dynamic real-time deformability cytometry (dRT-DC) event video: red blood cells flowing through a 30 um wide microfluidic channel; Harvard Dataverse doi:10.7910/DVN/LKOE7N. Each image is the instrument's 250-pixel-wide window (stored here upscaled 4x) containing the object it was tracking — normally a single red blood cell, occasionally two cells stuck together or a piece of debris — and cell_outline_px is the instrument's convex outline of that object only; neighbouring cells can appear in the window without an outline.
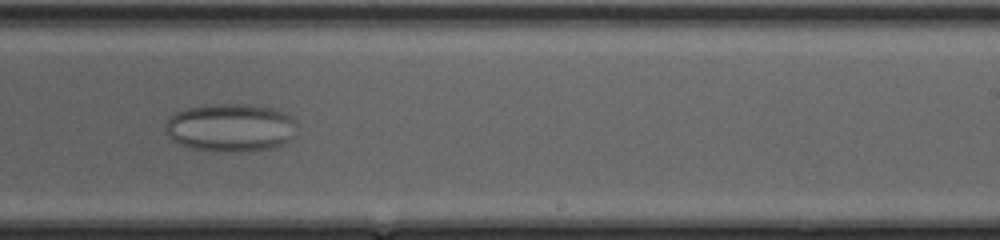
{"species": "common noctule bat (a hibernating species)", "species_latin": "Nyctalus noctula", "temperature_condition": "cold", "stored_images_in_passage": 44, "camera_frame_rate_fps": 3000, "um_per_image_px": 0.085, "animal": {"sex": "female", "body_mass_g": 20.0, "forearm_length_mm": 54.0}, "frame": {"image": 1, "passage_image": 26, "time_ms": 8.333, "image_size_px": [1000, 240], "cell_outline_px": [[292, 136], [288, 140], [280, 144], [268, 148], [248, 152], [224, 152], [192, 148], [176, 144], [168, 136], [164, 128], [168, 120], [176, 112], [188, 108], [208, 104], [252, 104], [272, 108], [288, 116], [292, 120]], "centroid_in_image_um": [19.5, 10.85], "position_along_channel_um": 269.5, "area_um2": 36.47}}